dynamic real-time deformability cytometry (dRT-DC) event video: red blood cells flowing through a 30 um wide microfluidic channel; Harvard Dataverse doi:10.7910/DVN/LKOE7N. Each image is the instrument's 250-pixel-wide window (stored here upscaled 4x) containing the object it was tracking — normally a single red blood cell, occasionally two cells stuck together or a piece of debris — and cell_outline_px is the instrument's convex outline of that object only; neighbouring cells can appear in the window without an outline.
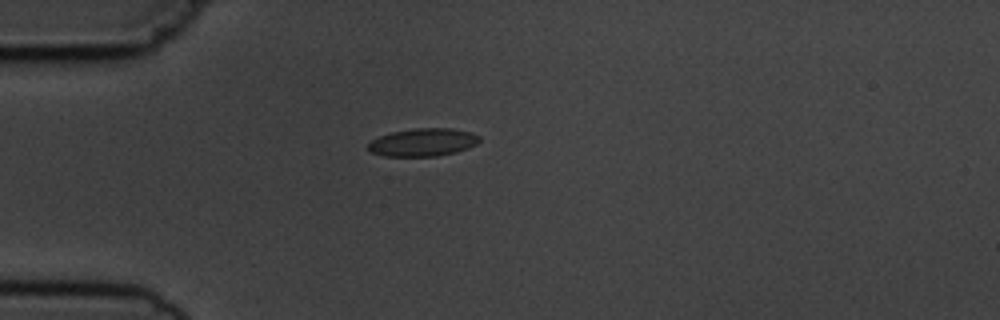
{"species": "common noctule bat (a hibernating species)", "species_latin": "Nyctalus noctula", "temperature_condition": "cold", "stored_images_in_passage": 6, "camera_frame_rate_fps": 3000, "um_per_image_px": 0.085, "animal": {"sex": "male", "body_mass_g": 19.5, "forearm_length_mm": 54.6}, "frame": {"image": 1, "passage_image": 1, "time_ms": 0.0, "image_size_px": [1000, 320], "cell_outline_px": [[480, 140], [476, 144], [468, 148], [456, 152], [436, 156], [384, 156], [372, 152], [368, 148], [368, 144], [372, 140], [380, 136], [392, 132], [416, 128], [452, 128], [472, 132], [480, 136]], "centroid_in_image_um": [35.99, 12.09], "position_along_channel_um": 49.0, "area_um2": 18.03}}
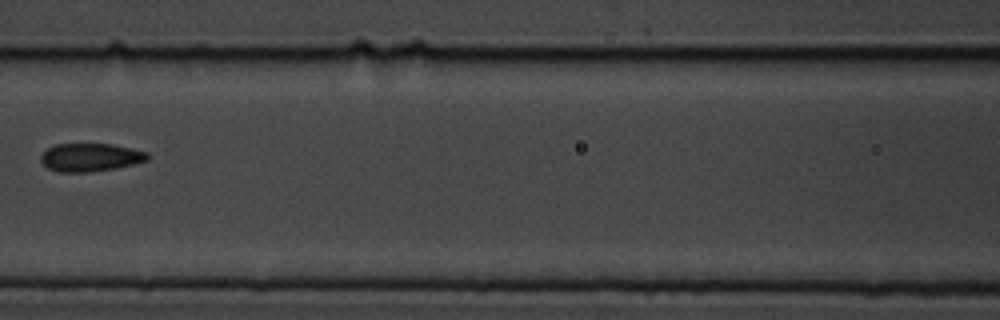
{"frame": {"image": 2, "passage_image": 4, "time_ms": 3.333, "image_size_px": [1000, 320], "cell_outline_px": [[148, 160], [116, 168], [92, 172], [60, 172], [48, 168], [40, 160], [40, 156], [48, 148], [56, 144], [112, 144], [148, 152]], "centroid_in_image_um": [7.67, 13.38], "position_along_channel_um": 158.9, "area_um2": 17.4}}
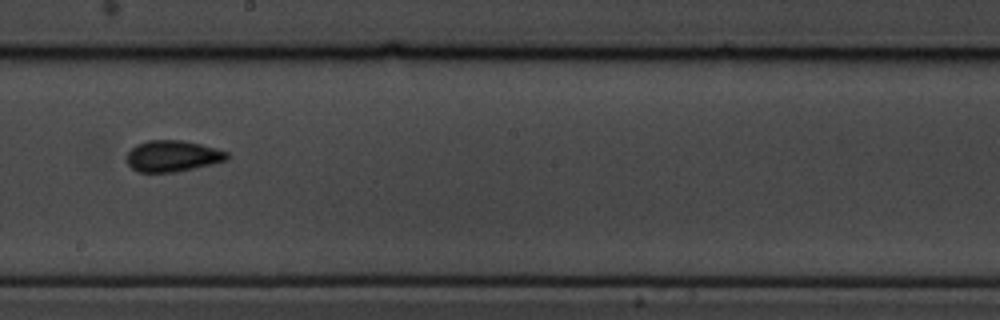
{"frame": {"image": 3, "passage_image": 6, "time_ms": 5.333, "image_size_px": [1000, 320], "cell_outline_px": [[228, 160], [176, 172], [140, 172], [132, 168], [128, 164], [128, 152], [136, 144], [148, 140], [180, 140], [200, 144], [216, 148], [228, 152]], "centroid_in_image_um": [14.68, 13.26], "position_along_channel_um": 233.5, "area_um2": 18.09}}